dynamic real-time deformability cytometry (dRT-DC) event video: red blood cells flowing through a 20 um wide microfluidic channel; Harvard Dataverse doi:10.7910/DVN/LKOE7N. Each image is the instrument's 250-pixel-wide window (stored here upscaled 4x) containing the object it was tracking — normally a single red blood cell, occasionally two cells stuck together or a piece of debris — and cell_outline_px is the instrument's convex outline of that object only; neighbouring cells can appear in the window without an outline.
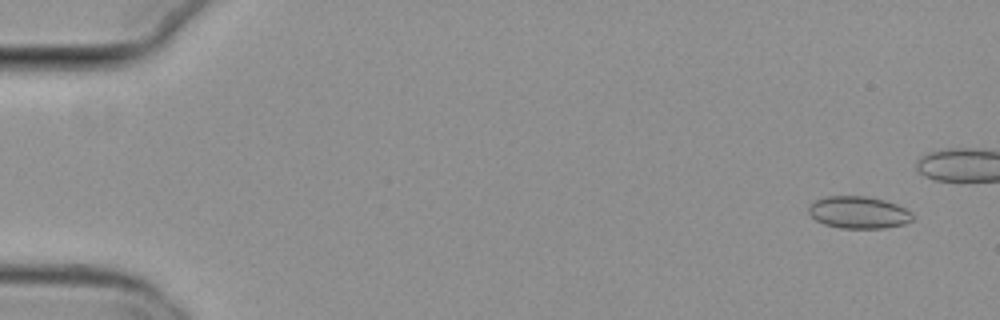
{"species": "common noctule bat (a hibernating species)", "species_latin": "Nyctalus noctula", "temperature_condition": "cold", "stored_images_in_passage": 43, "camera_frame_rate_fps": 3000, "um_per_image_px": 0.085, "animal": {"sex": "female", "body_mass_g": 29.2, "forearm_length_mm": 56.3}, "frame": {"image": 1, "passage_image": 1, "time_ms": 0.0, "image_size_px": [1000, 320], "cell_outline_px": [[912, 220], [904, 224], [884, 228], [840, 228], [824, 224], [816, 220], [808, 212], [808, 204], [816, 200], [828, 196], [868, 196], [884, 200], [896, 204], [912, 212]], "centroid_in_image_um": [72.96, 18.05], "position_along_channel_um": 12.0, "area_um2": 19.48}}
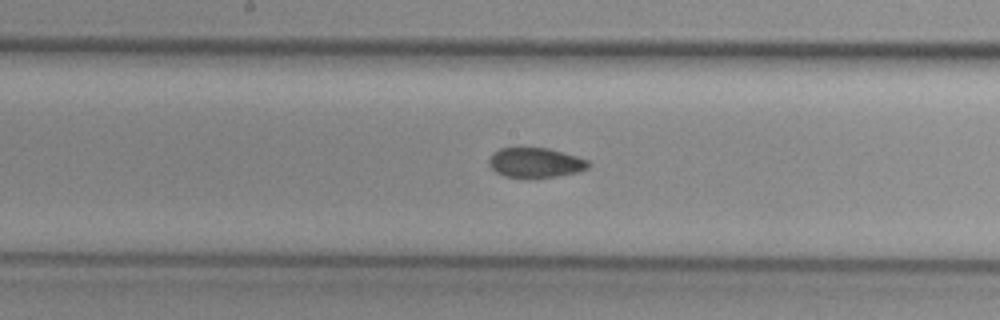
{"frame": {"image": 2, "passage_image": 27, "time_ms": 8.667, "image_size_px": [1000, 320], "cell_outline_px": [[592, 164], [588, 168], [576, 172], [556, 176], [504, 176], [496, 172], [488, 164], [488, 160], [492, 152], [500, 148], [548, 148], [576, 156], [588, 160]], "centroid_in_image_um": [45.5, 13.8], "position_along_channel_um": 202.7, "area_um2": 16.94}}
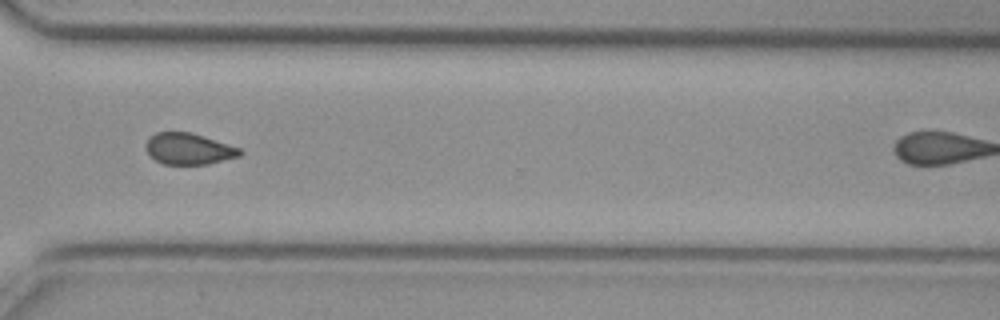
{"frame": {"image": 3, "passage_image": 39, "time_ms": 12.667, "image_size_px": [1000, 320], "cell_outline_px": [[244, 152], [240, 156], [208, 164], [164, 164], [156, 160], [144, 148], [144, 144], [156, 132], [188, 132], [204, 136], [240, 148]], "centroid_in_image_um": [16.05, 12.65], "position_along_channel_um": 354.5, "area_um2": 17.05}}